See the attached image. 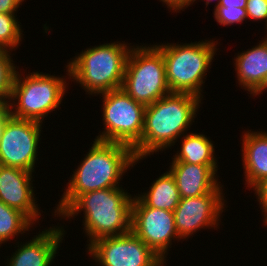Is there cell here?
Here are the masks:
<instances>
[{"label": "cell", "mask_w": 267, "mask_h": 266, "mask_svg": "<svg viewBox=\"0 0 267 266\" xmlns=\"http://www.w3.org/2000/svg\"><path fill=\"white\" fill-rule=\"evenodd\" d=\"M94 140L89 152L68 180L67 188L54 209L55 217L60 216L86 192L119 187L125 172L139 162L133 149L125 144Z\"/></svg>", "instance_id": "1"}, {"label": "cell", "mask_w": 267, "mask_h": 266, "mask_svg": "<svg viewBox=\"0 0 267 266\" xmlns=\"http://www.w3.org/2000/svg\"><path fill=\"white\" fill-rule=\"evenodd\" d=\"M201 100L190 93L171 92L147 105L141 140L132 148L135 158L143 160L154 152L174 146L195 122Z\"/></svg>", "instance_id": "2"}, {"label": "cell", "mask_w": 267, "mask_h": 266, "mask_svg": "<svg viewBox=\"0 0 267 266\" xmlns=\"http://www.w3.org/2000/svg\"><path fill=\"white\" fill-rule=\"evenodd\" d=\"M133 198L121 187L89 191L80 195L59 217L71 219L83 211L86 246L104 237L131 231Z\"/></svg>", "instance_id": "3"}, {"label": "cell", "mask_w": 267, "mask_h": 266, "mask_svg": "<svg viewBox=\"0 0 267 266\" xmlns=\"http://www.w3.org/2000/svg\"><path fill=\"white\" fill-rule=\"evenodd\" d=\"M132 46L112 42L83 50L67 63L68 79L80 83L87 94L100 95L120 89L123 84L125 65Z\"/></svg>", "instance_id": "4"}, {"label": "cell", "mask_w": 267, "mask_h": 266, "mask_svg": "<svg viewBox=\"0 0 267 266\" xmlns=\"http://www.w3.org/2000/svg\"><path fill=\"white\" fill-rule=\"evenodd\" d=\"M168 43L155 46L162 52L166 82L171 92L190 93L203 98L206 72L216 54L217 41Z\"/></svg>", "instance_id": "5"}, {"label": "cell", "mask_w": 267, "mask_h": 266, "mask_svg": "<svg viewBox=\"0 0 267 266\" xmlns=\"http://www.w3.org/2000/svg\"><path fill=\"white\" fill-rule=\"evenodd\" d=\"M21 75L16 71L8 102L10 115L43 123L49 112L60 106L68 87L66 78L37 71Z\"/></svg>", "instance_id": "6"}, {"label": "cell", "mask_w": 267, "mask_h": 266, "mask_svg": "<svg viewBox=\"0 0 267 266\" xmlns=\"http://www.w3.org/2000/svg\"><path fill=\"white\" fill-rule=\"evenodd\" d=\"M121 89L145 106L171 93L162 52L153 46H132Z\"/></svg>", "instance_id": "7"}, {"label": "cell", "mask_w": 267, "mask_h": 266, "mask_svg": "<svg viewBox=\"0 0 267 266\" xmlns=\"http://www.w3.org/2000/svg\"><path fill=\"white\" fill-rule=\"evenodd\" d=\"M101 95L104 131L95 139L133 148L141 140L146 106L135 101L121 88Z\"/></svg>", "instance_id": "8"}, {"label": "cell", "mask_w": 267, "mask_h": 266, "mask_svg": "<svg viewBox=\"0 0 267 266\" xmlns=\"http://www.w3.org/2000/svg\"><path fill=\"white\" fill-rule=\"evenodd\" d=\"M42 123L10 117L0 137V164L34 172Z\"/></svg>", "instance_id": "9"}, {"label": "cell", "mask_w": 267, "mask_h": 266, "mask_svg": "<svg viewBox=\"0 0 267 266\" xmlns=\"http://www.w3.org/2000/svg\"><path fill=\"white\" fill-rule=\"evenodd\" d=\"M88 254L101 266H164L162 260L132 231L91 243Z\"/></svg>", "instance_id": "10"}, {"label": "cell", "mask_w": 267, "mask_h": 266, "mask_svg": "<svg viewBox=\"0 0 267 266\" xmlns=\"http://www.w3.org/2000/svg\"><path fill=\"white\" fill-rule=\"evenodd\" d=\"M131 231L164 261L172 240H181L174 212L147 207L137 194L131 208Z\"/></svg>", "instance_id": "11"}, {"label": "cell", "mask_w": 267, "mask_h": 266, "mask_svg": "<svg viewBox=\"0 0 267 266\" xmlns=\"http://www.w3.org/2000/svg\"><path fill=\"white\" fill-rule=\"evenodd\" d=\"M224 195L222 191H211L199 197L181 198L174 210L179 237L186 239L202 228L219 227V217L226 207Z\"/></svg>", "instance_id": "12"}, {"label": "cell", "mask_w": 267, "mask_h": 266, "mask_svg": "<svg viewBox=\"0 0 267 266\" xmlns=\"http://www.w3.org/2000/svg\"><path fill=\"white\" fill-rule=\"evenodd\" d=\"M32 174L24 169L0 164V200L20 210L35 224L41 213L36 204Z\"/></svg>", "instance_id": "13"}, {"label": "cell", "mask_w": 267, "mask_h": 266, "mask_svg": "<svg viewBox=\"0 0 267 266\" xmlns=\"http://www.w3.org/2000/svg\"><path fill=\"white\" fill-rule=\"evenodd\" d=\"M65 230L58 225L48 228L32 240L19 245L18 249L6 262L7 266H51L60 243L64 238Z\"/></svg>", "instance_id": "14"}, {"label": "cell", "mask_w": 267, "mask_h": 266, "mask_svg": "<svg viewBox=\"0 0 267 266\" xmlns=\"http://www.w3.org/2000/svg\"><path fill=\"white\" fill-rule=\"evenodd\" d=\"M169 167L181 198H194L211 191H223L224 186L219 184L221 182H218L216 174L218 167L184 162H172Z\"/></svg>", "instance_id": "15"}, {"label": "cell", "mask_w": 267, "mask_h": 266, "mask_svg": "<svg viewBox=\"0 0 267 266\" xmlns=\"http://www.w3.org/2000/svg\"><path fill=\"white\" fill-rule=\"evenodd\" d=\"M242 160L245 184L253 188L267 177V132L248 130L243 132Z\"/></svg>", "instance_id": "16"}, {"label": "cell", "mask_w": 267, "mask_h": 266, "mask_svg": "<svg viewBox=\"0 0 267 266\" xmlns=\"http://www.w3.org/2000/svg\"><path fill=\"white\" fill-rule=\"evenodd\" d=\"M247 51L238 52L233 62L239 85L251 95L262 85L267 75V36Z\"/></svg>", "instance_id": "17"}, {"label": "cell", "mask_w": 267, "mask_h": 266, "mask_svg": "<svg viewBox=\"0 0 267 266\" xmlns=\"http://www.w3.org/2000/svg\"><path fill=\"white\" fill-rule=\"evenodd\" d=\"M181 139L180 150L173 156L172 162H184L209 167H217L218 161L214 155V144L211 139L204 134L192 133L184 134Z\"/></svg>", "instance_id": "18"}, {"label": "cell", "mask_w": 267, "mask_h": 266, "mask_svg": "<svg viewBox=\"0 0 267 266\" xmlns=\"http://www.w3.org/2000/svg\"><path fill=\"white\" fill-rule=\"evenodd\" d=\"M148 190L137 196L147 207L174 212L181 199L175 178L169 170L153 181Z\"/></svg>", "instance_id": "19"}, {"label": "cell", "mask_w": 267, "mask_h": 266, "mask_svg": "<svg viewBox=\"0 0 267 266\" xmlns=\"http://www.w3.org/2000/svg\"><path fill=\"white\" fill-rule=\"evenodd\" d=\"M33 224L20 210L9 207L0 200V247L15 235L18 237L20 233L29 231Z\"/></svg>", "instance_id": "20"}, {"label": "cell", "mask_w": 267, "mask_h": 266, "mask_svg": "<svg viewBox=\"0 0 267 266\" xmlns=\"http://www.w3.org/2000/svg\"><path fill=\"white\" fill-rule=\"evenodd\" d=\"M15 14L0 13V48L9 51L20 45L23 34Z\"/></svg>", "instance_id": "21"}, {"label": "cell", "mask_w": 267, "mask_h": 266, "mask_svg": "<svg viewBox=\"0 0 267 266\" xmlns=\"http://www.w3.org/2000/svg\"><path fill=\"white\" fill-rule=\"evenodd\" d=\"M10 55L9 50L0 48V101L6 103L10 100L14 77L18 70Z\"/></svg>", "instance_id": "22"}, {"label": "cell", "mask_w": 267, "mask_h": 266, "mask_svg": "<svg viewBox=\"0 0 267 266\" xmlns=\"http://www.w3.org/2000/svg\"><path fill=\"white\" fill-rule=\"evenodd\" d=\"M214 18L221 25H232L243 23L247 17L246 9L226 8L225 6H215Z\"/></svg>", "instance_id": "23"}, {"label": "cell", "mask_w": 267, "mask_h": 266, "mask_svg": "<svg viewBox=\"0 0 267 266\" xmlns=\"http://www.w3.org/2000/svg\"><path fill=\"white\" fill-rule=\"evenodd\" d=\"M246 13L250 20H265L267 29V0H247Z\"/></svg>", "instance_id": "24"}, {"label": "cell", "mask_w": 267, "mask_h": 266, "mask_svg": "<svg viewBox=\"0 0 267 266\" xmlns=\"http://www.w3.org/2000/svg\"><path fill=\"white\" fill-rule=\"evenodd\" d=\"M255 194L257 195V199L260 209L264 213V219L267 217V177L264 178L261 182H259L254 188Z\"/></svg>", "instance_id": "25"}, {"label": "cell", "mask_w": 267, "mask_h": 266, "mask_svg": "<svg viewBox=\"0 0 267 266\" xmlns=\"http://www.w3.org/2000/svg\"><path fill=\"white\" fill-rule=\"evenodd\" d=\"M24 0H0V13L15 14Z\"/></svg>", "instance_id": "26"}, {"label": "cell", "mask_w": 267, "mask_h": 266, "mask_svg": "<svg viewBox=\"0 0 267 266\" xmlns=\"http://www.w3.org/2000/svg\"><path fill=\"white\" fill-rule=\"evenodd\" d=\"M167 5V8L172 10L173 12L183 11L184 8L193 4V0H160Z\"/></svg>", "instance_id": "27"}, {"label": "cell", "mask_w": 267, "mask_h": 266, "mask_svg": "<svg viewBox=\"0 0 267 266\" xmlns=\"http://www.w3.org/2000/svg\"><path fill=\"white\" fill-rule=\"evenodd\" d=\"M247 0H221L219 5L225 6L226 8H242L246 9Z\"/></svg>", "instance_id": "28"}, {"label": "cell", "mask_w": 267, "mask_h": 266, "mask_svg": "<svg viewBox=\"0 0 267 266\" xmlns=\"http://www.w3.org/2000/svg\"><path fill=\"white\" fill-rule=\"evenodd\" d=\"M11 117L9 110H7L1 117H0V137L2 135V131L6 121Z\"/></svg>", "instance_id": "29"}, {"label": "cell", "mask_w": 267, "mask_h": 266, "mask_svg": "<svg viewBox=\"0 0 267 266\" xmlns=\"http://www.w3.org/2000/svg\"><path fill=\"white\" fill-rule=\"evenodd\" d=\"M267 89V75L262 83V85L252 94L253 96L260 95Z\"/></svg>", "instance_id": "30"}, {"label": "cell", "mask_w": 267, "mask_h": 266, "mask_svg": "<svg viewBox=\"0 0 267 266\" xmlns=\"http://www.w3.org/2000/svg\"><path fill=\"white\" fill-rule=\"evenodd\" d=\"M8 110V103L0 101V117Z\"/></svg>", "instance_id": "31"}, {"label": "cell", "mask_w": 267, "mask_h": 266, "mask_svg": "<svg viewBox=\"0 0 267 266\" xmlns=\"http://www.w3.org/2000/svg\"><path fill=\"white\" fill-rule=\"evenodd\" d=\"M195 1H196V0H193V2H195ZM212 1H217V4H216V5H219L220 2H221V0H206V6H208L209 3L212 2Z\"/></svg>", "instance_id": "32"}, {"label": "cell", "mask_w": 267, "mask_h": 266, "mask_svg": "<svg viewBox=\"0 0 267 266\" xmlns=\"http://www.w3.org/2000/svg\"><path fill=\"white\" fill-rule=\"evenodd\" d=\"M263 223H265L264 226H267V217L263 220Z\"/></svg>", "instance_id": "33"}]
</instances>
